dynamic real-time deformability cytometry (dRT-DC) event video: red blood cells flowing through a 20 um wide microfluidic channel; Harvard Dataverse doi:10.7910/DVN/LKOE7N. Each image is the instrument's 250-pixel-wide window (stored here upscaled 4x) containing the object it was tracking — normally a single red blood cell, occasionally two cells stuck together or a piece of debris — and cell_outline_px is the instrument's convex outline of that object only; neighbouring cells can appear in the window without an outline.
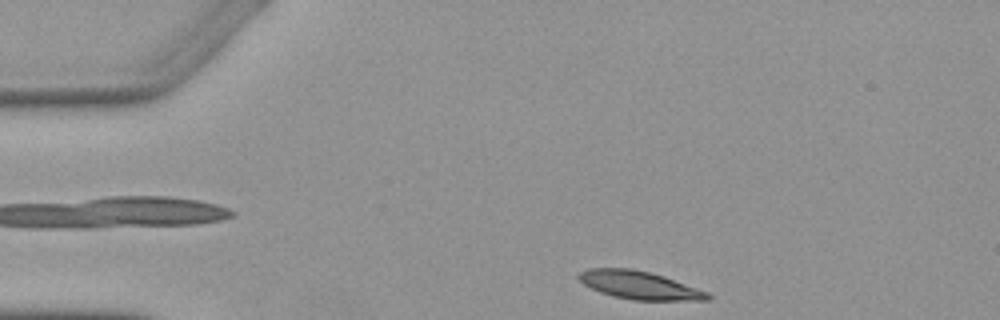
{"species": "Egyptian fruit bat (a non-hibernating species)", "species_latin": "Rousettus aegyptiacus", "temperature_condition": "warm", "stored_images_in_passage": 4, "camera_frame_rate_fps": 3000, "um_per_image_px": 0.085, "animal": {"sex": "female"}, "frame": {"image": 1, "passage_image": 4, "time_ms": 4.0, "image_size_px": [1000, 320], "cell_outline_px": [[712, 300], [632, 300], [612, 296], [600, 292], [584, 284], [576, 276], [580, 272], [588, 268], [632, 268], [664, 276], [708, 292], [712, 296]], "centroid_in_image_um": [54.35, 24.24], "position_along_channel_um": 30.7, "area_um2": 21.04}}